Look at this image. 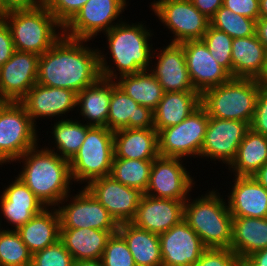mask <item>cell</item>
<instances>
[{"instance_id": "cell-1", "label": "cell", "mask_w": 267, "mask_h": 266, "mask_svg": "<svg viewBox=\"0 0 267 266\" xmlns=\"http://www.w3.org/2000/svg\"><path fill=\"white\" fill-rule=\"evenodd\" d=\"M90 40L64 35L39 56L37 83L78 94L101 78L99 53ZM89 45V46H88Z\"/></svg>"}, {"instance_id": "cell-2", "label": "cell", "mask_w": 267, "mask_h": 266, "mask_svg": "<svg viewBox=\"0 0 267 266\" xmlns=\"http://www.w3.org/2000/svg\"><path fill=\"white\" fill-rule=\"evenodd\" d=\"M130 21L127 18L103 33L106 47L102 44L98 53L100 73L104 79L115 81L121 76L150 68L155 48L153 39L157 34L154 29L147 27L150 25L145 24L146 21Z\"/></svg>"}, {"instance_id": "cell-3", "label": "cell", "mask_w": 267, "mask_h": 266, "mask_svg": "<svg viewBox=\"0 0 267 266\" xmlns=\"http://www.w3.org/2000/svg\"><path fill=\"white\" fill-rule=\"evenodd\" d=\"M40 144L14 162L22 167L16 176L45 207H56L69 193L75 191L69 160Z\"/></svg>"}, {"instance_id": "cell-4", "label": "cell", "mask_w": 267, "mask_h": 266, "mask_svg": "<svg viewBox=\"0 0 267 266\" xmlns=\"http://www.w3.org/2000/svg\"><path fill=\"white\" fill-rule=\"evenodd\" d=\"M217 187L208 188L205 193L199 191L202 194L195 198L190 195L184 202L183 219L198 234L206 248H230L233 217L224 193L226 191L219 192Z\"/></svg>"}, {"instance_id": "cell-5", "label": "cell", "mask_w": 267, "mask_h": 266, "mask_svg": "<svg viewBox=\"0 0 267 266\" xmlns=\"http://www.w3.org/2000/svg\"><path fill=\"white\" fill-rule=\"evenodd\" d=\"M0 16L9 26L16 51L40 56L63 35V27L43 3L36 8L5 11Z\"/></svg>"}, {"instance_id": "cell-6", "label": "cell", "mask_w": 267, "mask_h": 266, "mask_svg": "<svg viewBox=\"0 0 267 266\" xmlns=\"http://www.w3.org/2000/svg\"><path fill=\"white\" fill-rule=\"evenodd\" d=\"M260 83L255 79L231 78L201 95L209 117L240 120L249 125L255 113Z\"/></svg>"}, {"instance_id": "cell-7", "label": "cell", "mask_w": 267, "mask_h": 266, "mask_svg": "<svg viewBox=\"0 0 267 266\" xmlns=\"http://www.w3.org/2000/svg\"><path fill=\"white\" fill-rule=\"evenodd\" d=\"M38 130L41 127L37 129L20 102L3 101L0 104V167L14 164L36 147L42 139Z\"/></svg>"}, {"instance_id": "cell-8", "label": "cell", "mask_w": 267, "mask_h": 266, "mask_svg": "<svg viewBox=\"0 0 267 266\" xmlns=\"http://www.w3.org/2000/svg\"><path fill=\"white\" fill-rule=\"evenodd\" d=\"M113 158L114 131L92 126L79 151L69 161L74 185L85 187L94 179L110 175Z\"/></svg>"}, {"instance_id": "cell-9", "label": "cell", "mask_w": 267, "mask_h": 266, "mask_svg": "<svg viewBox=\"0 0 267 266\" xmlns=\"http://www.w3.org/2000/svg\"><path fill=\"white\" fill-rule=\"evenodd\" d=\"M150 4L148 8L158 18V24L162 23L167 34H172L168 43L201 40L210 25V19L191 0H153Z\"/></svg>"}, {"instance_id": "cell-10", "label": "cell", "mask_w": 267, "mask_h": 266, "mask_svg": "<svg viewBox=\"0 0 267 266\" xmlns=\"http://www.w3.org/2000/svg\"><path fill=\"white\" fill-rule=\"evenodd\" d=\"M209 115L200 105L178 125L162 129L158 133L159 155L199 161Z\"/></svg>"}, {"instance_id": "cell-11", "label": "cell", "mask_w": 267, "mask_h": 266, "mask_svg": "<svg viewBox=\"0 0 267 266\" xmlns=\"http://www.w3.org/2000/svg\"><path fill=\"white\" fill-rule=\"evenodd\" d=\"M129 5V0H88L63 28V35L93 43L98 35L127 19L123 13Z\"/></svg>"}, {"instance_id": "cell-12", "label": "cell", "mask_w": 267, "mask_h": 266, "mask_svg": "<svg viewBox=\"0 0 267 266\" xmlns=\"http://www.w3.org/2000/svg\"><path fill=\"white\" fill-rule=\"evenodd\" d=\"M185 162V163H184ZM180 158L158 156L153 160L149 184L144 194L156 198L186 201L196 189L197 179ZM191 174V175H190Z\"/></svg>"}, {"instance_id": "cell-13", "label": "cell", "mask_w": 267, "mask_h": 266, "mask_svg": "<svg viewBox=\"0 0 267 266\" xmlns=\"http://www.w3.org/2000/svg\"><path fill=\"white\" fill-rule=\"evenodd\" d=\"M76 189L77 194L69 193L56 206L60 228L118 230L119 224L85 187Z\"/></svg>"}, {"instance_id": "cell-14", "label": "cell", "mask_w": 267, "mask_h": 266, "mask_svg": "<svg viewBox=\"0 0 267 266\" xmlns=\"http://www.w3.org/2000/svg\"><path fill=\"white\" fill-rule=\"evenodd\" d=\"M250 129L247 122L209 117L199 159L227 167L235 159L238 147ZM210 161H209V160ZM213 161V162H212Z\"/></svg>"}, {"instance_id": "cell-15", "label": "cell", "mask_w": 267, "mask_h": 266, "mask_svg": "<svg viewBox=\"0 0 267 266\" xmlns=\"http://www.w3.org/2000/svg\"><path fill=\"white\" fill-rule=\"evenodd\" d=\"M19 102L26 109L34 125L38 127V122L43 119L51 118L49 121L54 117L56 119L52 121L69 119L68 115L71 116L73 111H76L77 94L69 89L36 83ZM70 112L71 115L68 114Z\"/></svg>"}, {"instance_id": "cell-16", "label": "cell", "mask_w": 267, "mask_h": 266, "mask_svg": "<svg viewBox=\"0 0 267 266\" xmlns=\"http://www.w3.org/2000/svg\"><path fill=\"white\" fill-rule=\"evenodd\" d=\"M85 188L118 224L134 219L144 195L140 189L123 185L110 175L90 181Z\"/></svg>"}, {"instance_id": "cell-17", "label": "cell", "mask_w": 267, "mask_h": 266, "mask_svg": "<svg viewBox=\"0 0 267 266\" xmlns=\"http://www.w3.org/2000/svg\"><path fill=\"white\" fill-rule=\"evenodd\" d=\"M10 180L7 185L1 184L0 229L17 231L46 207L17 176Z\"/></svg>"}, {"instance_id": "cell-18", "label": "cell", "mask_w": 267, "mask_h": 266, "mask_svg": "<svg viewBox=\"0 0 267 266\" xmlns=\"http://www.w3.org/2000/svg\"><path fill=\"white\" fill-rule=\"evenodd\" d=\"M164 42L167 45L162 44V47L154 48L149 72L158 80L164 92L195 91L188 74L182 45Z\"/></svg>"}, {"instance_id": "cell-19", "label": "cell", "mask_w": 267, "mask_h": 266, "mask_svg": "<svg viewBox=\"0 0 267 266\" xmlns=\"http://www.w3.org/2000/svg\"><path fill=\"white\" fill-rule=\"evenodd\" d=\"M39 55L15 51L0 67V99L19 102L37 83Z\"/></svg>"}, {"instance_id": "cell-20", "label": "cell", "mask_w": 267, "mask_h": 266, "mask_svg": "<svg viewBox=\"0 0 267 266\" xmlns=\"http://www.w3.org/2000/svg\"><path fill=\"white\" fill-rule=\"evenodd\" d=\"M180 44L186 57L191 83L200 95L232 78L211 55L202 40H187Z\"/></svg>"}, {"instance_id": "cell-21", "label": "cell", "mask_w": 267, "mask_h": 266, "mask_svg": "<svg viewBox=\"0 0 267 266\" xmlns=\"http://www.w3.org/2000/svg\"><path fill=\"white\" fill-rule=\"evenodd\" d=\"M162 266H193L206 249L198 234L182 219L159 234Z\"/></svg>"}, {"instance_id": "cell-22", "label": "cell", "mask_w": 267, "mask_h": 266, "mask_svg": "<svg viewBox=\"0 0 267 266\" xmlns=\"http://www.w3.org/2000/svg\"><path fill=\"white\" fill-rule=\"evenodd\" d=\"M229 177L224 186L231 184L225 196L232 217L267 218V190L252 177Z\"/></svg>"}, {"instance_id": "cell-23", "label": "cell", "mask_w": 267, "mask_h": 266, "mask_svg": "<svg viewBox=\"0 0 267 266\" xmlns=\"http://www.w3.org/2000/svg\"><path fill=\"white\" fill-rule=\"evenodd\" d=\"M184 202L144 194L131 223L159 235L183 219Z\"/></svg>"}, {"instance_id": "cell-24", "label": "cell", "mask_w": 267, "mask_h": 266, "mask_svg": "<svg viewBox=\"0 0 267 266\" xmlns=\"http://www.w3.org/2000/svg\"><path fill=\"white\" fill-rule=\"evenodd\" d=\"M107 128L112 131L122 128L152 129L154 128L153 111L139 105L117 85L112 90L110 98Z\"/></svg>"}, {"instance_id": "cell-25", "label": "cell", "mask_w": 267, "mask_h": 266, "mask_svg": "<svg viewBox=\"0 0 267 266\" xmlns=\"http://www.w3.org/2000/svg\"><path fill=\"white\" fill-rule=\"evenodd\" d=\"M116 86V81L101 77L96 83L80 91L77 94V111L74 112L79 114L77 118H82L80 120L87 125L107 128L110 98Z\"/></svg>"}, {"instance_id": "cell-26", "label": "cell", "mask_w": 267, "mask_h": 266, "mask_svg": "<svg viewBox=\"0 0 267 266\" xmlns=\"http://www.w3.org/2000/svg\"><path fill=\"white\" fill-rule=\"evenodd\" d=\"M158 156V132L154 128L114 131L113 159L154 160Z\"/></svg>"}, {"instance_id": "cell-27", "label": "cell", "mask_w": 267, "mask_h": 266, "mask_svg": "<svg viewBox=\"0 0 267 266\" xmlns=\"http://www.w3.org/2000/svg\"><path fill=\"white\" fill-rule=\"evenodd\" d=\"M117 230L60 228V240L74 261L101 260L109 238Z\"/></svg>"}, {"instance_id": "cell-28", "label": "cell", "mask_w": 267, "mask_h": 266, "mask_svg": "<svg viewBox=\"0 0 267 266\" xmlns=\"http://www.w3.org/2000/svg\"><path fill=\"white\" fill-rule=\"evenodd\" d=\"M232 78L259 80L265 69L267 51L257 35L232 40Z\"/></svg>"}, {"instance_id": "cell-29", "label": "cell", "mask_w": 267, "mask_h": 266, "mask_svg": "<svg viewBox=\"0 0 267 266\" xmlns=\"http://www.w3.org/2000/svg\"><path fill=\"white\" fill-rule=\"evenodd\" d=\"M60 227L57 208L46 207L22 225L17 232L33 255L60 240Z\"/></svg>"}, {"instance_id": "cell-30", "label": "cell", "mask_w": 267, "mask_h": 266, "mask_svg": "<svg viewBox=\"0 0 267 266\" xmlns=\"http://www.w3.org/2000/svg\"><path fill=\"white\" fill-rule=\"evenodd\" d=\"M201 105V95L197 91L164 92L157 108L153 111L154 129L178 125Z\"/></svg>"}, {"instance_id": "cell-31", "label": "cell", "mask_w": 267, "mask_h": 266, "mask_svg": "<svg viewBox=\"0 0 267 266\" xmlns=\"http://www.w3.org/2000/svg\"><path fill=\"white\" fill-rule=\"evenodd\" d=\"M267 248V218L233 217L230 249L243 261Z\"/></svg>"}, {"instance_id": "cell-32", "label": "cell", "mask_w": 267, "mask_h": 266, "mask_svg": "<svg viewBox=\"0 0 267 266\" xmlns=\"http://www.w3.org/2000/svg\"><path fill=\"white\" fill-rule=\"evenodd\" d=\"M117 232L124 238L136 266H162L159 235L131 222L120 223Z\"/></svg>"}, {"instance_id": "cell-33", "label": "cell", "mask_w": 267, "mask_h": 266, "mask_svg": "<svg viewBox=\"0 0 267 266\" xmlns=\"http://www.w3.org/2000/svg\"><path fill=\"white\" fill-rule=\"evenodd\" d=\"M74 118L69 117V119L54 121V124L51 123V131H47L45 134L48 135V133H51L48 135L50 138V140H48V146H46L47 140L44 141V147L46 149L56 152L60 157L69 161L79 151L85 140L87 131L92 127L77 119L75 116Z\"/></svg>"}, {"instance_id": "cell-34", "label": "cell", "mask_w": 267, "mask_h": 266, "mask_svg": "<svg viewBox=\"0 0 267 266\" xmlns=\"http://www.w3.org/2000/svg\"><path fill=\"white\" fill-rule=\"evenodd\" d=\"M267 163V136L249 129L228 166L229 175L252 177Z\"/></svg>"}, {"instance_id": "cell-35", "label": "cell", "mask_w": 267, "mask_h": 266, "mask_svg": "<svg viewBox=\"0 0 267 266\" xmlns=\"http://www.w3.org/2000/svg\"><path fill=\"white\" fill-rule=\"evenodd\" d=\"M117 85L139 105L154 111L164 95L158 80L149 72L124 75L115 80Z\"/></svg>"}, {"instance_id": "cell-36", "label": "cell", "mask_w": 267, "mask_h": 266, "mask_svg": "<svg viewBox=\"0 0 267 266\" xmlns=\"http://www.w3.org/2000/svg\"><path fill=\"white\" fill-rule=\"evenodd\" d=\"M153 160L113 159L110 176L123 185L145 193Z\"/></svg>"}, {"instance_id": "cell-37", "label": "cell", "mask_w": 267, "mask_h": 266, "mask_svg": "<svg viewBox=\"0 0 267 266\" xmlns=\"http://www.w3.org/2000/svg\"><path fill=\"white\" fill-rule=\"evenodd\" d=\"M32 254L15 230L0 229V266H31Z\"/></svg>"}, {"instance_id": "cell-38", "label": "cell", "mask_w": 267, "mask_h": 266, "mask_svg": "<svg viewBox=\"0 0 267 266\" xmlns=\"http://www.w3.org/2000/svg\"><path fill=\"white\" fill-rule=\"evenodd\" d=\"M210 25L231 38H245L256 34V20L236 14L224 6L210 19Z\"/></svg>"}, {"instance_id": "cell-39", "label": "cell", "mask_w": 267, "mask_h": 266, "mask_svg": "<svg viewBox=\"0 0 267 266\" xmlns=\"http://www.w3.org/2000/svg\"><path fill=\"white\" fill-rule=\"evenodd\" d=\"M201 40L206 44L209 52L219 65L232 76L231 50L233 38L209 25Z\"/></svg>"}, {"instance_id": "cell-40", "label": "cell", "mask_w": 267, "mask_h": 266, "mask_svg": "<svg viewBox=\"0 0 267 266\" xmlns=\"http://www.w3.org/2000/svg\"><path fill=\"white\" fill-rule=\"evenodd\" d=\"M101 262L103 266H136L126 241L118 232L109 238Z\"/></svg>"}, {"instance_id": "cell-41", "label": "cell", "mask_w": 267, "mask_h": 266, "mask_svg": "<svg viewBox=\"0 0 267 266\" xmlns=\"http://www.w3.org/2000/svg\"><path fill=\"white\" fill-rule=\"evenodd\" d=\"M74 259L61 240L32 255L31 266H73Z\"/></svg>"}, {"instance_id": "cell-42", "label": "cell", "mask_w": 267, "mask_h": 266, "mask_svg": "<svg viewBox=\"0 0 267 266\" xmlns=\"http://www.w3.org/2000/svg\"><path fill=\"white\" fill-rule=\"evenodd\" d=\"M88 0H44L43 4L64 28Z\"/></svg>"}, {"instance_id": "cell-43", "label": "cell", "mask_w": 267, "mask_h": 266, "mask_svg": "<svg viewBox=\"0 0 267 266\" xmlns=\"http://www.w3.org/2000/svg\"><path fill=\"white\" fill-rule=\"evenodd\" d=\"M193 266H242V261L230 248H206Z\"/></svg>"}, {"instance_id": "cell-44", "label": "cell", "mask_w": 267, "mask_h": 266, "mask_svg": "<svg viewBox=\"0 0 267 266\" xmlns=\"http://www.w3.org/2000/svg\"><path fill=\"white\" fill-rule=\"evenodd\" d=\"M250 129L256 133L267 136V87L262 85H260Z\"/></svg>"}, {"instance_id": "cell-45", "label": "cell", "mask_w": 267, "mask_h": 266, "mask_svg": "<svg viewBox=\"0 0 267 266\" xmlns=\"http://www.w3.org/2000/svg\"><path fill=\"white\" fill-rule=\"evenodd\" d=\"M222 6L256 21L259 18V0H223Z\"/></svg>"}, {"instance_id": "cell-46", "label": "cell", "mask_w": 267, "mask_h": 266, "mask_svg": "<svg viewBox=\"0 0 267 266\" xmlns=\"http://www.w3.org/2000/svg\"><path fill=\"white\" fill-rule=\"evenodd\" d=\"M15 51L9 26L0 16V67L11 58Z\"/></svg>"}, {"instance_id": "cell-47", "label": "cell", "mask_w": 267, "mask_h": 266, "mask_svg": "<svg viewBox=\"0 0 267 266\" xmlns=\"http://www.w3.org/2000/svg\"><path fill=\"white\" fill-rule=\"evenodd\" d=\"M193 5L207 18L211 19L223 5V0H191Z\"/></svg>"}, {"instance_id": "cell-48", "label": "cell", "mask_w": 267, "mask_h": 266, "mask_svg": "<svg viewBox=\"0 0 267 266\" xmlns=\"http://www.w3.org/2000/svg\"><path fill=\"white\" fill-rule=\"evenodd\" d=\"M41 0H1V13L13 9H30L40 6Z\"/></svg>"}, {"instance_id": "cell-49", "label": "cell", "mask_w": 267, "mask_h": 266, "mask_svg": "<svg viewBox=\"0 0 267 266\" xmlns=\"http://www.w3.org/2000/svg\"><path fill=\"white\" fill-rule=\"evenodd\" d=\"M242 266H267V248L245 258L242 261Z\"/></svg>"}, {"instance_id": "cell-50", "label": "cell", "mask_w": 267, "mask_h": 266, "mask_svg": "<svg viewBox=\"0 0 267 266\" xmlns=\"http://www.w3.org/2000/svg\"><path fill=\"white\" fill-rule=\"evenodd\" d=\"M256 35L267 51V18L257 19Z\"/></svg>"}, {"instance_id": "cell-51", "label": "cell", "mask_w": 267, "mask_h": 266, "mask_svg": "<svg viewBox=\"0 0 267 266\" xmlns=\"http://www.w3.org/2000/svg\"><path fill=\"white\" fill-rule=\"evenodd\" d=\"M259 184L267 190V163L263 165L253 176Z\"/></svg>"}, {"instance_id": "cell-52", "label": "cell", "mask_w": 267, "mask_h": 266, "mask_svg": "<svg viewBox=\"0 0 267 266\" xmlns=\"http://www.w3.org/2000/svg\"><path fill=\"white\" fill-rule=\"evenodd\" d=\"M73 266H103L101 260L74 261Z\"/></svg>"}, {"instance_id": "cell-53", "label": "cell", "mask_w": 267, "mask_h": 266, "mask_svg": "<svg viewBox=\"0 0 267 266\" xmlns=\"http://www.w3.org/2000/svg\"><path fill=\"white\" fill-rule=\"evenodd\" d=\"M259 18H267V0H259Z\"/></svg>"}, {"instance_id": "cell-54", "label": "cell", "mask_w": 267, "mask_h": 266, "mask_svg": "<svg viewBox=\"0 0 267 266\" xmlns=\"http://www.w3.org/2000/svg\"><path fill=\"white\" fill-rule=\"evenodd\" d=\"M258 81L260 85L267 87V58H266L265 69Z\"/></svg>"}]
</instances>
